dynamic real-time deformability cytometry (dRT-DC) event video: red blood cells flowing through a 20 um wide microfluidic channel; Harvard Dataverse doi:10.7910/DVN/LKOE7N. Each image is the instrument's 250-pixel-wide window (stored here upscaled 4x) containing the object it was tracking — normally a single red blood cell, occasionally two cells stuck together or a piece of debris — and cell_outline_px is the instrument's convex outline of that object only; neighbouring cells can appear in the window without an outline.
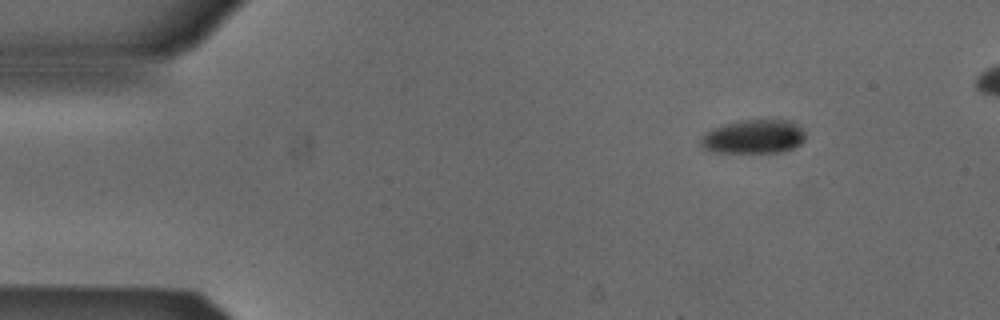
{"species": "Egyptian fruit bat (a non-hibernating species)", "species_latin": "Rousettus aegyptiacus", "temperature_condition": "cold", "stored_images_in_passage": 5, "camera_frame_rate_fps": 3000, "um_per_image_px": 0.085, "animal": {"sex": "male"}, "frame": {"image": 1, "passage_image": 5, "time_ms": 1.333, "image_size_px": [1000, 320], "cell_outline_px": [[804, 140], [800, 144], [784, 152], [712, 152], [704, 148], [700, 144], [700, 136], [704, 132], [712, 128], [724, 124], [744, 120], [792, 120], [804, 132]], "centroid_in_image_um": [64.02, 11.62], "position_along_channel_um": 21.0, "area_um2": 20.69}}